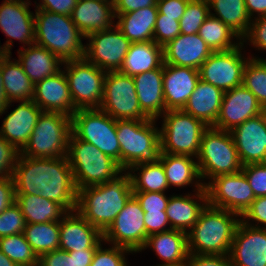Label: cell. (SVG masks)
Wrapping results in <instances>:
<instances>
[{"mask_svg": "<svg viewBox=\"0 0 266 266\" xmlns=\"http://www.w3.org/2000/svg\"><path fill=\"white\" fill-rule=\"evenodd\" d=\"M12 177L16 194H39L67 212L76 209L78 189L67 156L31 158L19 154Z\"/></svg>", "mask_w": 266, "mask_h": 266, "instance_id": "cell-1", "label": "cell"}, {"mask_svg": "<svg viewBox=\"0 0 266 266\" xmlns=\"http://www.w3.org/2000/svg\"><path fill=\"white\" fill-rule=\"evenodd\" d=\"M132 196L131 179L124 171L114 180L78 189L75 210L103 233Z\"/></svg>", "mask_w": 266, "mask_h": 266, "instance_id": "cell-2", "label": "cell"}, {"mask_svg": "<svg viewBox=\"0 0 266 266\" xmlns=\"http://www.w3.org/2000/svg\"><path fill=\"white\" fill-rule=\"evenodd\" d=\"M241 221L237 213L210 205L187 233L188 252L198 255H228Z\"/></svg>", "mask_w": 266, "mask_h": 266, "instance_id": "cell-3", "label": "cell"}, {"mask_svg": "<svg viewBox=\"0 0 266 266\" xmlns=\"http://www.w3.org/2000/svg\"><path fill=\"white\" fill-rule=\"evenodd\" d=\"M34 23L35 44L48 49L62 62L84 58L85 36L71 16L35 10Z\"/></svg>", "mask_w": 266, "mask_h": 266, "instance_id": "cell-4", "label": "cell"}, {"mask_svg": "<svg viewBox=\"0 0 266 266\" xmlns=\"http://www.w3.org/2000/svg\"><path fill=\"white\" fill-rule=\"evenodd\" d=\"M158 120H117L120 145V167L157 162L161 154Z\"/></svg>", "mask_w": 266, "mask_h": 266, "instance_id": "cell-5", "label": "cell"}, {"mask_svg": "<svg viewBox=\"0 0 266 266\" xmlns=\"http://www.w3.org/2000/svg\"><path fill=\"white\" fill-rule=\"evenodd\" d=\"M66 156L73 171L77 189L114 180L124 172L117 161L72 133L69 137Z\"/></svg>", "mask_w": 266, "mask_h": 266, "instance_id": "cell-6", "label": "cell"}, {"mask_svg": "<svg viewBox=\"0 0 266 266\" xmlns=\"http://www.w3.org/2000/svg\"><path fill=\"white\" fill-rule=\"evenodd\" d=\"M196 159L204 185L206 180L240 172L243 167L230 131L214 127L203 132Z\"/></svg>", "mask_w": 266, "mask_h": 266, "instance_id": "cell-7", "label": "cell"}, {"mask_svg": "<svg viewBox=\"0 0 266 266\" xmlns=\"http://www.w3.org/2000/svg\"><path fill=\"white\" fill-rule=\"evenodd\" d=\"M71 133V116L42 112L20 155L31 158L65 157Z\"/></svg>", "mask_w": 266, "mask_h": 266, "instance_id": "cell-8", "label": "cell"}, {"mask_svg": "<svg viewBox=\"0 0 266 266\" xmlns=\"http://www.w3.org/2000/svg\"><path fill=\"white\" fill-rule=\"evenodd\" d=\"M160 118L161 152L196 158L202 134L208 126L182 109L167 110Z\"/></svg>", "mask_w": 266, "mask_h": 266, "instance_id": "cell-9", "label": "cell"}, {"mask_svg": "<svg viewBox=\"0 0 266 266\" xmlns=\"http://www.w3.org/2000/svg\"><path fill=\"white\" fill-rule=\"evenodd\" d=\"M116 124L117 120L100 108L78 109L71 116L72 134L93 144L120 165V145Z\"/></svg>", "mask_w": 266, "mask_h": 266, "instance_id": "cell-10", "label": "cell"}, {"mask_svg": "<svg viewBox=\"0 0 266 266\" xmlns=\"http://www.w3.org/2000/svg\"><path fill=\"white\" fill-rule=\"evenodd\" d=\"M62 68L69 83L74 109L100 108L107 72L85 58L65 61Z\"/></svg>", "mask_w": 266, "mask_h": 266, "instance_id": "cell-11", "label": "cell"}, {"mask_svg": "<svg viewBox=\"0 0 266 266\" xmlns=\"http://www.w3.org/2000/svg\"><path fill=\"white\" fill-rule=\"evenodd\" d=\"M100 109L116 120H147L141 110L133 77L107 72Z\"/></svg>", "mask_w": 266, "mask_h": 266, "instance_id": "cell-12", "label": "cell"}, {"mask_svg": "<svg viewBox=\"0 0 266 266\" xmlns=\"http://www.w3.org/2000/svg\"><path fill=\"white\" fill-rule=\"evenodd\" d=\"M245 47L241 43L231 50L213 52L198 69L199 78L224 92L241 86L245 66L251 58L242 54Z\"/></svg>", "mask_w": 266, "mask_h": 266, "instance_id": "cell-13", "label": "cell"}, {"mask_svg": "<svg viewBox=\"0 0 266 266\" xmlns=\"http://www.w3.org/2000/svg\"><path fill=\"white\" fill-rule=\"evenodd\" d=\"M144 211L132 196L111 225L103 232L104 244H111L139 253L147 240Z\"/></svg>", "mask_w": 266, "mask_h": 266, "instance_id": "cell-14", "label": "cell"}, {"mask_svg": "<svg viewBox=\"0 0 266 266\" xmlns=\"http://www.w3.org/2000/svg\"><path fill=\"white\" fill-rule=\"evenodd\" d=\"M208 205L242 216L255 200L254 192L245 174L220 175L205 185Z\"/></svg>", "mask_w": 266, "mask_h": 266, "instance_id": "cell-15", "label": "cell"}, {"mask_svg": "<svg viewBox=\"0 0 266 266\" xmlns=\"http://www.w3.org/2000/svg\"><path fill=\"white\" fill-rule=\"evenodd\" d=\"M84 58L106 71H119L131 42L115 26L108 30L97 31L85 37Z\"/></svg>", "mask_w": 266, "mask_h": 266, "instance_id": "cell-16", "label": "cell"}, {"mask_svg": "<svg viewBox=\"0 0 266 266\" xmlns=\"http://www.w3.org/2000/svg\"><path fill=\"white\" fill-rule=\"evenodd\" d=\"M31 0L3 1L0 5V30L6 35L7 41L2 46L7 54L14 40L26 47L35 43L34 13L30 10Z\"/></svg>", "mask_w": 266, "mask_h": 266, "instance_id": "cell-17", "label": "cell"}, {"mask_svg": "<svg viewBox=\"0 0 266 266\" xmlns=\"http://www.w3.org/2000/svg\"><path fill=\"white\" fill-rule=\"evenodd\" d=\"M264 111L251 91L241 85L224 92L220 113L213 127L231 131Z\"/></svg>", "mask_w": 266, "mask_h": 266, "instance_id": "cell-18", "label": "cell"}, {"mask_svg": "<svg viewBox=\"0 0 266 266\" xmlns=\"http://www.w3.org/2000/svg\"><path fill=\"white\" fill-rule=\"evenodd\" d=\"M242 165L266 162V110L230 131Z\"/></svg>", "mask_w": 266, "mask_h": 266, "instance_id": "cell-19", "label": "cell"}, {"mask_svg": "<svg viewBox=\"0 0 266 266\" xmlns=\"http://www.w3.org/2000/svg\"><path fill=\"white\" fill-rule=\"evenodd\" d=\"M228 255L232 266H266V229L240 221Z\"/></svg>", "mask_w": 266, "mask_h": 266, "instance_id": "cell-20", "label": "cell"}, {"mask_svg": "<svg viewBox=\"0 0 266 266\" xmlns=\"http://www.w3.org/2000/svg\"><path fill=\"white\" fill-rule=\"evenodd\" d=\"M13 102H9L2 114L8 113L0 128V135L12 144L18 151H21L27 144L33 132L38 117L43 112L33 100L17 101V107L10 113L7 111L12 107Z\"/></svg>", "mask_w": 266, "mask_h": 266, "instance_id": "cell-21", "label": "cell"}, {"mask_svg": "<svg viewBox=\"0 0 266 266\" xmlns=\"http://www.w3.org/2000/svg\"><path fill=\"white\" fill-rule=\"evenodd\" d=\"M102 243L103 233L76 210L67 212L60 220V250L76 252L97 249Z\"/></svg>", "mask_w": 266, "mask_h": 266, "instance_id": "cell-22", "label": "cell"}, {"mask_svg": "<svg viewBox=\"0 0 266 266\" xmlns=\"http://www.w3.org/2000/svg\"><path fill=\"white\" fill-rule=\"evenodd\" d=\"M32 100L43 112H59L69 116L76 112L63 69L37 82Z\"/></svg>", "mask_w": 266, "mask_h": 266, "instance_id": "cell-23", "label": "cell"}, {"mask_svg": "<svg viewBox=\"0 0 266 266\" xmlns=\"http://www.w3.org/2000/svg\"><path fill=\"white\" fill-rule=\"evenodd\" d=\"M199 80L197 69L163 63L165 109H183Z\"/></svg>", "mask_w": 266, "mask_h": 266, "instance_id": "cell-24", "label": "cell"}, {"mask_svg": "<svg viewBox=\"0 0 266 266\" xmlns=\"http://www.w3.org/2000/svg\"><path fill=\"white\" fill-rule=\"evenodd\" d=\"M212 53L213 51L198 33L179 34L163 47L164 64L197 70Z\"/></svg>", "mask_w": 266, "mask_h": 266, "instance_id": "cell-25", "label": "cell"}, {"mask_svg": "<svg viewBox=\"0 0 266 266\" xmlns=\"http://www.w3.org/2000/svg\"><path fill=\"white\" fill-rule=\"evenodd\" d=\"M191 193L170 195L165 212L171 229L188 233L208 204L205 188Z\"/></svg>", "mask_w": 266, "mask_h": 266, "instance_id": "cell-26", "label": "cell"}, {"mask_svg": "<svg viewBox=\"0 0 266 266\" xmlns=\"http://www.w3.org/2000/svg\"><path fill=\"white\" fill-rule=\"evenodd\" d=\"M71 19L85 37L93 32L108 30L115 26L113 2L79 0L72 11Z\"/></svg>", "mask_w": 266, "mask_h": 266, "instance_id": "cell-27", "label": "cell"}, {"mask_svg": "<svg viewBox=\"0 0 266 266\" xmlns=\"http://www.w3.org/2000/svg\"><path fill=\"white\" fill-rule=\"evenodd\" d=\"M133 80L142 112L149 119L159 120L167 111L163 95V65L135 75Z\"/></svg>", "mask_w": 266, "mask_h": 266, "instance_id": "cell-28", "label": "cell"}, {"mask_svg": "<svg viewBox=\"0 0 266 266\" xmlns=\"http://www.w3.org/2000/svg\"><path fill=\"white\" fill-rule=\"evenodd\" d=\"M223 95V90L200 79L182 110L213 127L220 113Z\"/></svg>", "mask_w": 266, "mask_h": 266, "instance_id": "cell-29", "label": "cell"}, {"mask_svg": "<svg viewBox=\"0 0 266 266\" xmlns=\"http://www.w3.org/2000/svg\"><path fill=\"white\" fill-rule=\"evenodd\" d=\"M159 161L164 168L169 188L173 186L183 189L190 184L194 187L192 192L205 188L194 157L161 152Z\"/></svg>", "mask_w": 266, "mask_h": 266, "instance_id": "cell-30", "label": "cell"}, {"mask_svg": "<svg viewBox=\"0 0 266 266\" xmlns=\"http://www.w3.org/2000/svg\"><path fill=\"white\" fill-rule=\"evenodd\" d=\"M17 56L24 73L34 85L62 69L63 62L56 55L35 43L18 49Z\"/></svg>", "mask_w": 266, "mask_h": 266, "instance_id": "cell-31", "label": "cell"}, {"mask_svg": "<svg viewBox=\"0 0 266 266\" xmlns=\"http://www.w3.org/2000/svg\"><path fill=\"white\" fill-rule=\"evenodd\" d=\"M152 249L161 259V263L186 262L189 255L187 233L179 230H168L147 237L142 251Z\"/></svg>", "mask_w": 266, "mask_h": 266, "instance_id": "cell-32", "label": "cell"}, {"mask_svg": "<svg viewBox=\"0 0 266 266\" xmlns=\"http://www.w3.org/2000/svg\"><path fill=\"white\" fill-rule=\"evenodd\" d=\"M115 15L116 27L131 43L153 41L154 26L158 16L157 6Z\"/></svg>", "mask_w": 266, "mask_h": 266, "instance_id": "cell-33", "label": "cell"}, {"mask_svg": "<svg viewBox=\"0 0 266 266\" xmlns=\"http://www.w3.org/2000/svg\"><path fill=\"white\" fill-rule=\"evenodd\" d=\"M163 63V47L156 42L131 43L119 72L134 77L158 69Z\"/></svg>", "mask_w": 266, "mask_h": 266, "instance_id": "cell-34", "label": "cell"}, {"mask_svg": "<svg viewBox=\"0 0 266 266\" xmlns=\"http://www.w3.org/2000/svg\"><path fill=\"white\" fill-rule=\"evenodd\" d=\"M12 54L1 59L4 90L9 102L29 101L34 97V84L24 73L21 63Z\"/></svg>", "mask_w": 266, "mask_h": 266, "instance_id": "cell-35", "label": "cell"}, {"mask_svg": "<svg viewBox=\"0 0 266 266\" xmlns=\"http://www.w3.org/2000/svg\"><path fill=\"white\" fill-rule=\"evenodd\" d=\"M26 224L60 221L67 211L57 202L38 195L16 194Z\"/></svg>", "mask_w": 266, "mask_h": 266, "instance_id": "cell-36", "label": "cell"}, {"mask_svg": "<svg viewBox=\"0 0 266 266\" xmlns=\"http://www.w3.org/2000/svg\"><path fill=\"white\" fill-rule=\"evenodd\" d=\"M208 2L210 15L220 19L241 39L247 35L251 19L246 10L245 0H208Z\"/></svg>", "mask_w": 266, "mask_h": 266, "instance_id": "cell-37", "label": "cell"}, {"mask_svg": "<svg viewBox=\"0 0 266 266\" xmlns=\"http://www.w3.org/2000/svg\"><path fill=\"white\" fill-rule=\"evenodd\" d=\"M126 172L131 179L133 192H165L169 189L164 168L159 160L130 166Z\"/></svg>", "mask_w": 266, "mask_h": 266, "instance_id": "cell-38", "label": "cell"}, {"mask_svg": "<svg viewBox=\"0 0 266 266\" xmlns=\"http://www.w3.org/2000/svg\"><path fill=\"white\" fill-rule=\"evenodd\" d=\"M198 34L213 52L231 50L242 43V39L220 19L209 15Z\"/></svg>", "mask_w": 266, "mask_h": 266, "instance_id": "cell-39", "label": "cell"}, {"mask_svg": "<svg viewBox=\"0 0 266 266\" xmlns=\"http://www.w3.org/2000/svg\"><path fill=\"white\" fill-rule=\"evenodd\" d=\"M23 233L38 258L59 249L60 221L26 224Z\"/></svg>", "mask_w": 266, "mask_h": 266, "instance_id": "cell-40", "label": "cell"}, {"mask_svg": "<svg viewBox=\"0 0 266 266\" xmlns=\"http://www.w3.org/2000/svg\"><path fill=\"white\" fill-rule=\"evenodd\" d=\"M244 69L243 84L266 110V58L250 55Z\"/></svg>", "mask_w": 266, "mask_h": 266, "instance_id": "cell-41", "label": "cell"}, {"mask_svg": "<svg viewBox=\"0 0 266 266\" xmlns=\"http://www.w3.org/2000/svg\"><path fill=\"white\" fill-rule=\"evenodd\" d=\"M0 251L18 266H38V257L26 241L24 233L0 238Z\"/></svg>", "mask_w": 266, "mask_h": 266, "instance_id": "cell-42", "label": "cell"}, {"mask_svg": "<svg viewBox=\"0 0 266 266\" xmlns=\"http://www.w3.org/2000/svg\"><path fill=\"white\" fill-rule=\"evenodd\" d=\"M210 15L208 0H189L179 20L181 34H196Z\"/></svg>", "mask_w": 266, "mask_h": 266, "instance_id": "cell-43", "label": "cell"}, {"mask_svg": "<svg viewBox=\"0 0 266 266\" xmlns=\"http://www.w3.org/2000/svg\"><path fill=\"white\" fill-rule=\"evenodd\" d=\"M103 245L102 243L96 249L90 266H130L127 255L133 254L132 251L111 244H108V248H103Z\"/></svg>", "mask_w": 266, "mask_h": 266, "instance_id": "cell-44", "label": "cell"}, {"mask_svg": "<svg viewBox=\"0 0 266 266\" xmlns=\"http://www.w3.org/2000/svg\"><path fill=\"white\" fill-rule=\"evenodd\" d=\"M25 226V217L16 202L0 214V238L23 233Z\"/></svg>", "mask_w": 266, "mask_h": 266, "instance_id": "cell-45", "label": "cell"}, {"mask_svg": "<svg viewBox=\"0 0 266 266\" xmlns=\"http://www.w3.org/2000/svg\"><path fill=\"white\" fill-rule=\"evenodd\" d=\"M181 34L179 21L170 17H157L153 32V41L164 47Z\"/></svg>", "mask_w": 266, "mask_h": 266, "instance_id": "cell-46", "label": "cell"}, {"mask_svg": "<svg viewBox=\"0 0 266 266\" xmlns=\"http://www.w3.org/2000/svg\"><path fill=\"white\" fill-rule=\"evenodd\" d=\"M241 171L245 174L255 197L266 196V162L244 165Z\"/></svg>", "mask_w": 266, "mask_h": 266, "instance_id": "cell-47", "label": "cell"}, {"mask_svg": "<svg viewBox=\"0 0 266 266\" xmlns=\"http://www.w3.org/2000/svg\"><path fill=\"white\" fill-rule=\"evenodd\" d=\"M144 212H165L170 196L165 192H133Z\"/></svg>", "mask_w": 266, "mask_h": 266, "instance_id": "cell-48", "label": "cell"}, {"mask_svg": "<svg viewBox=\"0 0 266 266\" xmlns=\"http://www.w3.org/2000/svg\"><path fill=\"white\" fill-rule=\"evenodd\" d=\"M242 43L254 47L260 52L266 51V16L251 20L247 35L242 39Z\"/></svg>", "mask_w": 266, "mask_h": 266, "instance_id": "cell-49", "label": "cell"}, {"mask_svg": "<svg viewBox=\"0 0 266 266\" xmlns=\"http://www.w3.org/2000/svg\"><path fill=\"white\" fill-rule=\"evenodd\" d=\"M241 221L252 227L266 229V196L256 197L241 216Z\"/></svg>", "mask_w": 266, "mask_h": 266, "instance_id": "cell-50", "label": "cell"}, {"mask_svg": "<svg viewBox=\"0 0 266 266\" xmlns=\"http://www.w3.org/2000/svg\"><path fill=\"white\" fill-rule=\"evenodd\" d=\"M19 154L20 151L0 135V179L12 177Z\"/></svg>", "mask_w": 266, "mask_h": 266, "instance_id": "cell-51", "label": "cell"}, {"mask_svg": "<svg viewBox=\"0 0 266 266\" xmlns=\"http://www.w3.org/2000/svg\"><path fill=\"white\" fill-rule=\"evenodd\" d=\"M38 266H76L75 254L60 249L47 252L39 257Z\"/></svg>", "mask_w": 266, "mask_h": 266, "instance_id": "cell-52", "label": "cell"}, {"mask_svg": "<svg viewBox=\"0 0 266 266\" xmlns=\"http://www.w3.org/2000/svg\"><path fill=\"white\" fill-rule=\"evenodd\" d=\"M189 0H157L158 16L170 17L179 21Z\"/></svg>", "mask_w": 266, "mask_h": 266, "instance_id": "cell-53", "label": "cell"}, {"mask_svg": "<svg viewBox=\"0 0 266 266\" xmlns=\"http://www.w3.org/2000/svg\"><path fill=\"white\" fill-rule=\"evenodd\" d=\"M147 237L171 230L166 212H144Z\"/></svg>", "mask_w": 266, "mask_h": 266, "instance_id": "cell-54", "label": "cell"}, {"mask_svg": "<svg viewBox=\"0 0 266 266\" xmlns=\"http://www.w3.org/2000/svg\"><path fill=\"white\" fill-rule=\"evenodd\" d=\"M35 10H45L52 13L71 16L77 0H38ZM41 1V2H40Z\"/></svg>", "mask_w": 266, "mask_h": 266, "instance_id": "cell-55", "label": "cell"}, {"mask_svg": "<svg viewBox=\"0 0 266 266\" xmlns=\"http://www.w3.org/2000/svg\"><path fill=\"white\" fill-rule=\"evenodd\" d=\"M187 266H232L229 255H198L189 253Z\"/></svg>", "mask_w": 266, "mask_h": 266, "instance_id": "cell-56", "label": "cell"}, {"mask_svg": "<svg viewBox=\"0 0 266 266\" xmlns=\"http://www.w3.org/2000/svg\"><path fill=\"white\" fill-rule=\"evenodd\" d=\"M16 202L13 177L0 179V214Z\"/></svg>", "mask_w": 266, "mask_h": 266, "instance_id": "cell-57", "label": "cell"}, {"mask_svg": "<svg viewBox=\"0 0 266 266\" xmlns=\"http://www.w3.org/2000/svg\"><path fill=\"white\" fill-rule=\"evenodd\" d=\"M115 14L129 13L149 6H157V0H113Z\"/></svg>", "mask_w": 266, "mask_h": 266, "instance_id": "cell-58", "label": "cell"}, {"mask_svg": "<svg viewBox=\"0 0 266 266\" xmlns=\"http://www.w3.org/2000/svg\"><path fill=\"white\" fill-rule=\"evenodd\" d=\"M245 6L251 20L266 16V0H245Z\"/></svg>", "mask_w": 266, "mask_h": 266, "instance_id": "cell-59", "label": "cell"}, {"mask_svg": "<svg viewBox=\"0 0 266 266\" xmlns=\"http://www.w3.org/2000/svg\"><path fill=\"white\" fill-rule=\"evenodd\" d=\"M96 249H85L76 252H69L75 254L76 266H90Z\"/></svg>", "mask_w": 266, "mask_h": 266, "instance_id": "cell-60", "label": "cell"}, {"mask_svg": "<svg viewBox=\"0 0 266 266\" xmlns=\"http://www.w3.org/2000/svg\"><path fill=\"white\" fill-rule=\"evenodd\" d=\"M8 104L9 101L4 90L2 70H1V60H0V115L5 110Z\"/></svg>", "mask_w": 266, "mask_h": 266, "instance_id": "cell-61", "label": "cell"}, {"mask_svg": "<svg viewBox=\"0 0 266 266\" xmlns=\"http://www.w3.org/2000/svg\"><path fill=\"white\" fill-rule=\"evenodd\" d=\"M0 266H18L0 251Z\"/></svg>", "mask_w": 266, "mask_h": 266, "instance_id": "cell-62", "label": "cell"}, {"mask_svg": "<svg viewBox=\"0 0 266 266\" xmlns=\"http://www.w3.org/2000/svg\"><path fill=\"white\" fill-rule=\"evenodd\" d=\"M154 266H187L186 262H178V263H162L156 264Z\"/></svg>", "mask_w": 266, "mask_h": 266, "instance_id": "cell-63", "label": "cell"}, {"mask_svg": "<svg viewBox=\"0 0 266 266\" xmlns=\"http://www.w3.org/2000/svg\"><path fill=\"white\" fill-rule=\"evenodd\" d=\"M7 53L3 50L2 45H0V60L6 55Z\"/></svg>", "mask_w": 266, "mask_h": 266, "instance_id": "cell-64", "label": "cell"}, {"mask_svg": "<svg viewBox=\"0 0 266 266\" xmlns=\"http://www.w3.org/2000/svg\"><path fill=\"white\" fill-rule=\"evenodd\" d=\"M100 1H103V2H113V0H100Z\"/></svg>", "mask_w": 266, "mask_h": 266, "instance_id": "cell-65", "label": "cell"}, {"mask_svg": "<svg viewBox=\"0 0 266 266\" xmlns=\"http://www.w3.org/2000/svg\"><path fill=\"white\" fill-rule=\"evenodd\" d=\"M4 1L6 2V1H20V0H4Z\"/></svg>", "mask_w": 266, "mask_h": 266, "instance_id": "cell-66", "label": "cell"}]
</instances>
